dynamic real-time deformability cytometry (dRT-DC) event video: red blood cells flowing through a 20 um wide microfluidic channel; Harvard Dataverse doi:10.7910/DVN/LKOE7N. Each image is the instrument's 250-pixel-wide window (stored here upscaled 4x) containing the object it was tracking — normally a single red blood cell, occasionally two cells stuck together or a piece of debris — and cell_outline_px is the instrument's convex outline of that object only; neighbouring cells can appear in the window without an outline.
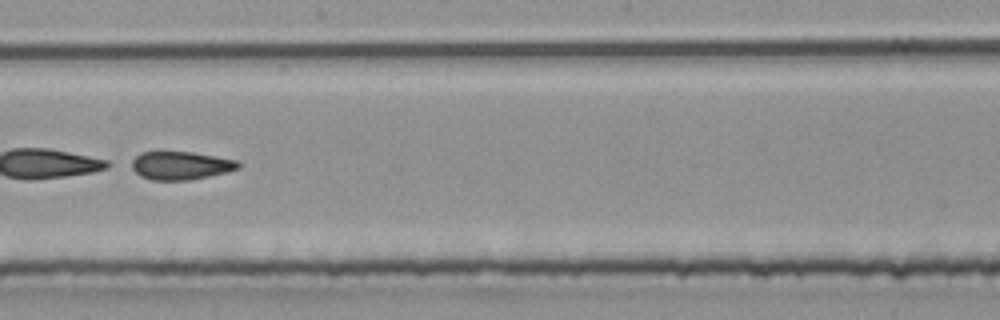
{"species": "common noctule bat (a hibernating species)", "species_latin": "Nyctalus noctula", "temperature_condition": "room temperature", "stored_images_in_passage": 53, "segment_of_instrument_passage": [2, 3], "camera_frame_rate_fps": 3000, "um_per_image_px": 0.085, "animal": {"sex": "male", "body_mass_g": 20.4}, "frame": {"image": 1, "passage_image": 31, "time_ms": 10.0, "image_size_px": [1000, 320], "cell_outline_px": [[240, 168], [228, 172], [192, 180], [152, 180], [140, 176], [124, 164], [140, 152], [192, 152], [240, 160]], "centroid_in_image_um": [15.3, 14.07], "position_along_channel_um": 232.9, "area_um2": 18.15}}